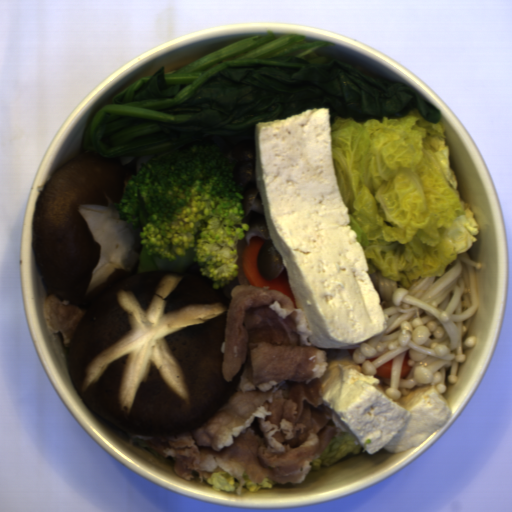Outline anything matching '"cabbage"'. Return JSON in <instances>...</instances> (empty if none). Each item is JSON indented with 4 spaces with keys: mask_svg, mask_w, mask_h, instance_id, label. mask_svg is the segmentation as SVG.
Returning <instances> with one entry per match:
<instances>
[{
    "mask_svg": "<svg viewBox=\"0 0 512 512\" xmlns=\"http://www.w3.org/2000/svg\"><path fill=\"white\" fill-rule=\"evenodd\" d=\"M331 155L368 273L410 288L443 277L481 233L460 199L448 130L419 111L356 121L335 116Z\"/></svg>",
    "mask_w": 512,
    "mask_h": 512,
    "instance_id": "4295e07d",
    "label": "cabbage"
},
{
    "mask_svg": "<svg viewBox=\"0 0 512 512\" xmlns=\"http://www.w3.org/2000/svg\"><path fill=\"white\" fill-rule=\"evenodd\" d=\"M364 447L354 439L346 431H342L341 435L333 437L326 449L322 452L318 459L312 460L310 463L311 471L321 470L331 466L347 456H357L364 451Z\"/></svg>",
    "mask_w": 512,
    "mask_h": 512,
    "instance_id": "f4c42f77",
    "label": "cabbage"
},
{
    "mask_svg": "<svg viewBox=\"0 0 512 512\" xmlns=\"http://www.w3.org/2000/svg\"><path fill=\"white\" fill-rule=\"evenodd\" d=\"M215 492H237L240 482L226 470L213 472L212 476L205 479Z\"/></svg>",
    "mask_w": 512,
    "mask_h": 512,
    "instance_id": "31cb4dd1",
    "label": "cabbage"
},
{
    "mask_svg": "<svg viewBox=\"0 0 512 512\" xmlns=\"http://www.w3.org/2000/svg\"><path fill=\"white\" fill-rule=\"evenodd\" d=\"M243 478L245 480V487L251 492H258L261 489H273L278 482H274L271 478H265L262 483H252L248 477L246 472L243 473Z\"/></svg>",
    "mask_w": 512,
    "mask_h": 512,
    "instance_id": "83cfc177",
    "label": "cabbage"
}]
</instances>
